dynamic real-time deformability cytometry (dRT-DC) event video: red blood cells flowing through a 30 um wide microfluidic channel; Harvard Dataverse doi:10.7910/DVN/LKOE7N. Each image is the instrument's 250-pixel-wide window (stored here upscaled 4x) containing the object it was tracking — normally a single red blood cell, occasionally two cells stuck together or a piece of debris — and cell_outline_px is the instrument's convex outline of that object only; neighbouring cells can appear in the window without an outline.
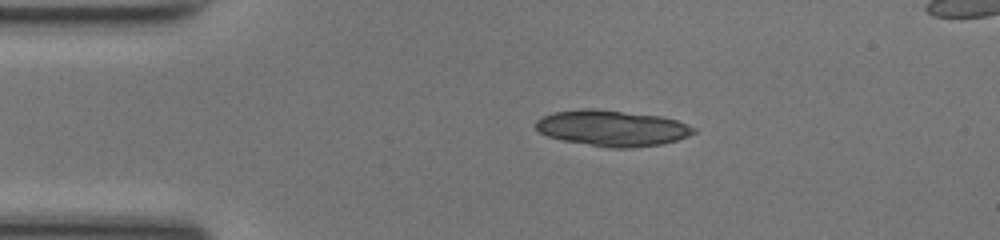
{"species": "common noctule bat (a hibernating species)", "species_latin": "Nyctalus noctula", "temperature_condition": "room temperature", "stored_images_in_passage": 40, "camera_frame_rate_fps": 3000, "um_per_image_px": 0.085, "animal": {"sex": "female", "body_mass_g": 17.0, "forearm_length_mm": 48.0}, "frame": {"image": 1, "passage_image": 1, "time_ms": 0.0, "image_size_px": [1000, 240], "cell_outline_px": [[696, 132], [688, 136], [676, 140], [660, 144], [628, 148], [608, 148], [564, 140], [548, 136], [540, 132], [536, 128], [536, 120], [544, 116], [556, 112], [580, 108], [592, 108], [660, 116], [676, 120], [696, 128]], "centroid_in_image_um": [52.04, 10.89], "position_along_channel_um": 33.0, "area_um2": 32.77}, "authors_computed_cell_mechanics": {"area_um2": 20.3456, "velocity_mm_per_s": 4.2551, "shape_relaxation_time_tau1_ms": 6.0879, "shape_relaxation_time_tau2_ms": null, "deformation_change_tau1": 0.1721, "deformation_change_tau2": null}}